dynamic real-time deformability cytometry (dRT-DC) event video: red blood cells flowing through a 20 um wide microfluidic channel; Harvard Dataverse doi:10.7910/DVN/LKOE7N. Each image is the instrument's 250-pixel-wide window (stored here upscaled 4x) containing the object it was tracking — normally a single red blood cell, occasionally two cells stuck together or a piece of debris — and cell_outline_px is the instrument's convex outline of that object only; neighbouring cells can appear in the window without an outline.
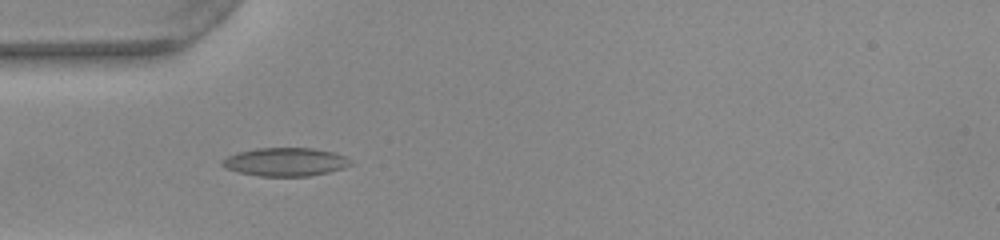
{"species": "common noctule bat (a hibernating species)", "species_latin": "Nyctalus noctula", "temperature_condition": "warm", "stored_images_in_passage": 52, "camera_frame_rate_fps": 3000, "um_per_image_px": 0.085, "animal": {"sex": "female", "body_mass_g": 22.0, "forearm_length_mm": 56.7}, "frame": {"image": 1, "passage_image": 16, "time_ms": 5.0, "image_size_px": [1000, 240], "cell_outline_px": [[352, 164], [344, 168], [328, 172], [308, 176], [260, 176], [240, 172], [224, 168], [220, 164], [220, 160], [236, 152], [256, 148], [312, 148], [332, 152], [344, 156], [352, 160]], "centroid_in_image_um": [24.23, 13.76], "position_along_channel_um": 60.8, "area_um2": 21.27}}
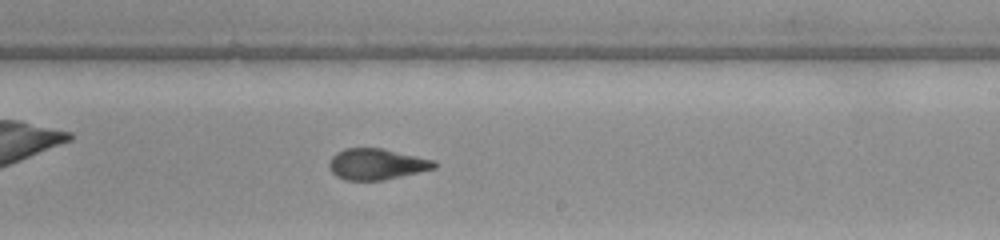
{"frame": {"image": 2, "passage_image": 31, "time_ms": 10.0, "image_size_px": [1000, 240], "cell_outline_px": [[436, 168], [384, 180], [344, 180], [336, 176], [332, 172], [328, 164], [332, 156], [336, 152], [344, 148], [380, 148], [436, 160]], "centroid_in_image_um": [32.0, 13.95], "position_along_channel_um": 257.0, "area_um2": 19.02}}
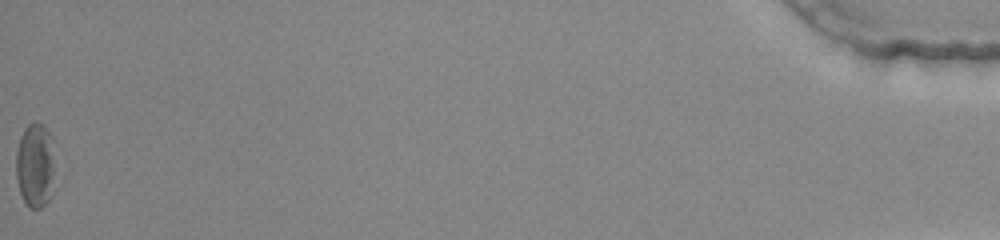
{"frame": {"image": 3, "passage_image": 52, "time_ms": 17.0, "image_size_px": [1000, 240], "cell_outline_px": [[52, 196], [40, 208], [28, 208], [20, 192], [16, 176], [16, 152], [20, 136], [24, 128], [28, 124], [36, 120], [52, 136]], "centroid_in_image_um": [2.96, 14.04], "position_along_channel_um": 432.2, "area_um2": 18.96}, "authors_computed_cell_mechanics": {"area_um2": 19.8832, "velocity_mm_per_s": 3.9732, "shape_relaxation_time_tau1_ms": 7.342, "shape_relaxation_time_tau2_ms": 2.5125, "deformation_change_tau1": 0.2054, "deformation_change_tau2": 0.0999}}